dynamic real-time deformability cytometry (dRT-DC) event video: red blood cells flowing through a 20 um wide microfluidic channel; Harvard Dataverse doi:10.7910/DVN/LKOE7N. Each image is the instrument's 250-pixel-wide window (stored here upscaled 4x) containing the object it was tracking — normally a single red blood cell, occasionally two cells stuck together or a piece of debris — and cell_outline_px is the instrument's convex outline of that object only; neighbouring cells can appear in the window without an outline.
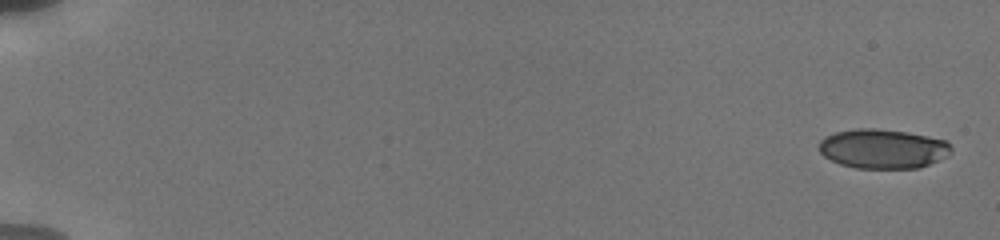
{"species": "human", "species_latin": "Homo sapiens", "temperature_condition": "cold", "stored_images_in_passage": 15, "camera_frame_rate_fps": 3000, "um_per_image_px": 0.085, "donor": {"sex": "male"}, "frame": {"image": 1, "passage_image": 1, "time_ms": 0.0, "image_size_px": [1000, 240], "cell_outline_px": [[952, 152], [948, 156], [940, 160], [916, 168], [856, 168], [840, 164], [824, 156], [820, 152], [820, 140], [824, 136], [836, 132], [856, 128], [876, 128], [908, 132], [948, 140], [952, 148]], "centroid_in_image_um": [75.08, 12.63], "position_along_channel_um": 9.9, "area_um2": 30.58}}
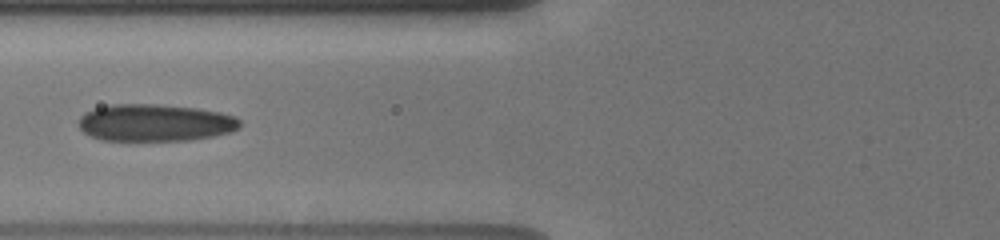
{"frame": {"image": 2, "passage_image": 13, "time_ms": 7.667, "image_size_px": [1000, 240], "cell_outline_px": [[240, 128], [232, 132], [212, 136], [188, 140], [100, 140], [88, 136], [80, 128], [80, 116], [84, 112], [96, 108], [112, 104], [156, 104], [196, 108], [220, 112], [236, 116], [240, 120]], "centroid_in_image_um": [13.19, 10.43], "position_along_channel_um": 112.6, "area_um2": 34.97}}
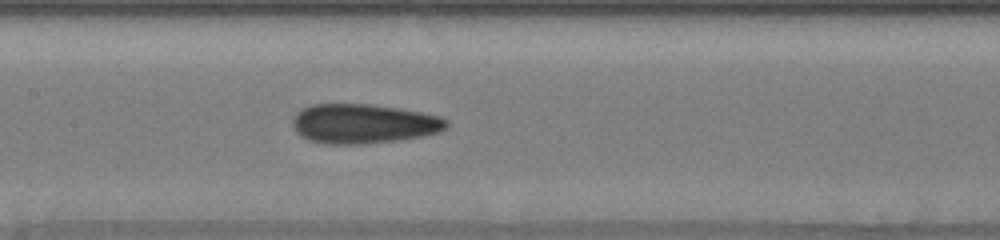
{"frame": {"image": 3, "passage_image": 15, "time_ms": 9.333, "image_size_px": [1000, 240], "cell_outline_px": [[448, 124], [440, 132], [424, 136], [400, 140], [364, 144], [328, 144], [308, 140], [300, 136], [296, 132], [292, 124], [292, 120], [296, 112], [300, 108], [312, 104], [372, 104], [400, 108], [440, 116], [448, 120]], "centroid_in_image_um": [30.88, 10.51], "position_along_channel_um": 176.5, "area_um2": 35.84}}